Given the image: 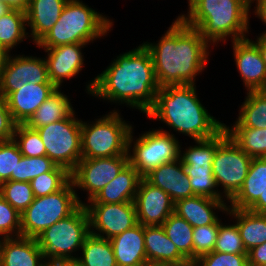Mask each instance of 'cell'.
<instances>
[{
    "mask_svg": "<svg viewBox=\"0 0 266 266\" xmlns=\"http://www.w3.org/2000/svg\"><path fill=\"white\" fill-rule=\"evenodd\" d=\"M27 83L52 84L45 58L8 55L0 77V93L6 98Z\"/></svg>",
    "mask_w": 266,
    "mask_h": 266,
    "instance_id": "9a60e30c",
    "label": "cell"
},
{
    "mask_svg": "<svg viewBox=\"0 0 266 266\" xmlns=\"http://www.w3.org/2000/svg\"><path fill=\"white\" fill-rule=\"evenodd\" d=\"M137 222L143 226H161L174 213L175 203L162 189L153 186L144 177L139 181L134 198Z\"/></svg>",
    "mask_w": 266,
    "mask_h": 266,
    "instance_id": "2e32d148",
    "label": "cell"
},
{
    "mask_svg": "<svg viewBox=\"0 0 266 266\" xmlns=\"http://www.w3.org/2000/svg\"><path fill=\"white\" fill-rule=\"evenodd\" d=\"M117 266H136L147 261L144 226L137 223L110 239Z\"/></svg>",
    "mask_w": 266,
    "mask_h": 266,
    "instance_id": "d4e9b609",
    "label": "cell"
},
{
    "mask_svg": "<svg viewBox=\"0 0 266 266\" xmlns=\"http://www.w3.org/2000/svg\"><path fill=\"white\" fill-rule=\"evenodd\" d=\"M8 55V52L0 45V77Z\"/></svg>",
    "mask_w": 266,
    "mask_h": 266,
    "instance_id": "816d5d0a",
    "label": "cell"
},
{
    "mask_svg": "<svg viewBox=\"0 0 266 266\" xmlns=\"http://www.w3.org/2000/svg\"><path fill=\"white\" fill-rule=\"evenodd\" d=\"M26 26V13L23 11L11 9L0 17V45L9 54L19 42L29 37Z\"/></svg>",
    "mask_w": 266,
    "mask_h": 266,
    "instance_id": "1f68e13d",
    "label": "cell"
},
{
    "mask_svg": "<svg viewBox=\"0 0 266 266\" xmlns=\"http://www.w3.org/2000/svg\"><path fill=\"white\" fill-rule=\"evenodd\" d=\"M3 238L0 236V247H1V242H2Z\"/></svg>",
    "mask_w": 266,
    "mask_h": 266,
    "instance_id": "680465c9",
    "label": "cell"
},
{
    "mask_svg": "<svg viewBox=\"0 0 266 266\" xmlns=\"http://www.w3.org/2000/svg\"><path fill=\"white\" fill-rule=\"evenodd\" d=\"M22 156L14 140L0 142V184L16 181V167Z\"/></svg>",
    "mask_w": 266,
    "mask_h": 266,
    "instance_id": "60d3db41",
    "label": "cell"
},
{
    "mask_svg": "<svg viewBox=\"0 0 266 266\" xmlns=\"http://www.w3.org/2000/svg\"><path fill=\"white\" fill-rule=\"evenodd\" d=\"M239 116L231 128L266 129V90L247 91Z\"/></svg>",
    "mask_w": 266,
    "mask_h": 266,
    "instance_id": "f546056e",
    "label": "cell"
},
{
    "mask_svg": "<svg viewBox=\"0 0 266 266\" xmlns=\"http://www.w3.org/2000/svg\"><path fill=\"white\" fill-rule=\"evenodd\" d=\"M11 9L5 4L0 2V17L5 13L9 12Z\"/></svg>",
    "mask_w": 266,
    "mask_h": 266,
    "instance_id": "f5cc1de1",
    "label": "cell"
},
{
    "mask_svg": "<svg viewBox=\"0 0 266 266\" xmlns=\"http://www.w3.org/2000/svg\"><path fill=\"white\" fill-rule=\"evenodd\" d=\"M129 163L128 155L104 158L81 159L71 172V181L88 192V201L93 199Z\"/></svg>",
    "mask_w": 266,
    "mask_h": 266,
    "instance_id": "4fadbf2b",
    "label": "cell"
},
{
    "mask_svg": "<svg viewBox=\"0 0 266 266\" xmlns=\"http://www.w3.org/2000/svg\"><path fill=\"white\" fill-rule=\"evenodd\" d=\"M252 158L247 155L223 128L216 134V153L212 173L216 186L223 187L224 197L229 201L244 184Z\"/></svg>",
    "mask_w": 266,
    "mask_h": 266,
    "instance_id": "9c48e42d",
    "label": "cell"
},
{
    "mask_svg": "<svg viewBox=\"0 0 266 266\" xmlns=\"http://www.w3.org/2000/svg\"><path fill=\"white\" fill-rule=\"evenodd\" d=\"M251 41L258 47V50L261 54L262 60H263L265 67H266V35L261 34L257 38L256 42L253 41L252 39H251Z\"/></svg>",
    "mask_w": 266,
    "mask_h": 266,
    "instance_id": "f907efd6",
    "label": "cell"
},
{
    "mask_svg": "<svg viewBox=\"0 0 266 266\" xmlns=\"http://www.w3.org/2000/svg\"><path fill=\"white\" fill-rule=\"evenodd\" d=\"M136 266H159V265H157V264H155V263H152V262H150V261H146V262L141 263V264H138V265H136Z\"/></svg>",
    "mask_w": 266,
    "mask_h": 266,
    "instance_id": "11a10c76",
    "label": "cell"
},
{
    "mask_svg": "<svg viewBox=\"0 0 266 266\" xmlns=\"http://www.w3.org/2000/svg\"><path fill=\"white\" fill-rule=\"evenodd\" d=\"M197 266H248V254L212 251L195 260Z\"/></svg>",
    "mask_w": 266,
    "mask_h": 266,
    "instance_id": "7bdbcfd3",
    "label": "cell"
},
{
    "mask_svg": "<svg viewBox=\"0 0 266 266\" xmlns=\"http://www.w3.org/2000/svg\"><path fill=\"white\" fill-rule=\"evenodd\" d=\"M132 142H134L133 149ZM179 143L174 134L163 128L149 130L140 135L136 141L133 140V131H131L128 139L129 163L144 177L163 163L178 159Z\"/></svg>",
    "mask_w": 266,
    "mask_h": 266,
    "instance_id": "8fae6325",
    "label": "cell"
},
{
    "mask_svg": "<svg viewBox=\"0 0 266 266\" xmlns=\"http://www.w3.org/2000/svg\"><path fill=\"white\" fill-rule=\"evenodd\" d=\"M17 123L7 106L6 98L0 93V142L13 140Z\"/></svg>",
    "mask_w": 266,
    "mask_h": 266,
    "instance_id": "ee69618b",
    "label": "cell"
},
{
    "mask_svg": "<svg viewBox=\"0 0 266 266\" xmlns=\"http://www.w3.org/2000/svg\"><path fill=\"white\" fill-rule=\"evenodd\" d=\"M241 1L246 7H248L251 10V4L257 2V0H239Z\"/></svg>",
    "mask_w": 266,
    "mask_h": 266,
    "instance_id": "db71d44e",
    "label": "cell"
},
{
    "mask_svg": "<svg viewBox=\"0 0 266 266\" xmlns=\"http://www.w3.org/2000/svg\"><path fill=\"white\" fill-rule=\"evenodd\" d=\"M0 194L20 214L35 199L30 182L4 181L0 184Z\"/></svg>",
    "mask_w": 266,
    "mask_h": 266,
    "instance_id": "d590c367",
    "label": "cell"
},
{
    "mask_svg": "<svg viewBox=\"0 0 266 266\" xmlns=\"http://www.w3.org/2000/svg\"><path fill=\"white\" fill-rule=\"evenodd\" d=\"M161 226L177 249L193 261V227L176 213H172Z\"/></svg>",
    "mask_w": 266,
    "mask_h": 266,
    "instance_id": "836d02e7",
    "label": "cell"
},
{
    "mask_svg": "<svg viewBox=\"0 0 266 266\" xmlns=\"http://www.w3.org/2000/svg\"><path fill=\"white\" fill-rule=\"evenodd\" d=\"M55 89L53 84L27 83L10 93L6 100L14 121L25 124Z\"/></svg>",
    "mask_w": 266,
    "mask_h": 266,
    "instance_id": "ffe728a7",
    "label": "cell"
},
{
    "mask_svg": "<svg viewBox=\"0 0 266 266\" xmlns=\"http://www.w3.org/2000/svg\"><path fill=\"white\" fill-rule=\"evenodd\" d=\"M224 129L232 140L251 158L266 157V129L230 128Z\"/></svg>",
    "mask_w": 266,
    "mask_h": 266,
    "instance_id": "d6a6232c",
    "label": "cell"
},
{
    "mask_svg": "<svg viewBox=\"0 0 266 266\" xmlns=\"http://www.w3.org/2000/svg\"><path fill=\"white\" fill-rule=\"evenodd\" d=\"M237 70L247 91L266 90V67L258 47L244 38L232 42Z\"/></svg>",
    "mask_w": 266,
    "mask_h": 266,
    "instance_id": "ac0fdd59",
    "label": "cell"
},
{
    "mask_svg": "<svg viewBox=\"0 0 266 266\" xmlns=\"http://www.w3.org/2000/svg\"><path fill=\"white\" fill-rule=\"evenodd\" d=\"M213 251L219 253L248 254L236 223L230 225L220 223Z\"/></svg>",
    "mask_w": 266,
    "mask_h": 266,
    "instance_id": "f35d334b",
    "label": "cell"
},
{
    "mask_svg": "<svg viewBox=\"0 0 266 266\" xmlns=\"http://www.w3.org/2000/svg\"><path fill=\"white\" fill-rule=\"evenodd\" d=\"M13 140L23 156L39 157L46 155L45 145L38 131L26 124H17Z\"/></svg>",
    "mask_w": 266,
    "mask_h": 266,
    "instance_id": "8d00e7d4",
    "label": "cell"
},
{
    "mask_svg": "<svg viewBox=\"0 0 266 266\" xmlns=\"http://www.w3.org/2000/svg\"><path fill=\"white\" fill-rule=\"evenodd\" d=\"M117 110L89 124L81 123L82 159L128 155V139L133 127Z\"/></svg>",
    "mask_w": 266,
    "mask_h": 266,
    "instance_id": "8992f818",
    "label": "cell"
},
{
    "mask_svg": "<svg viewBox=\"0 0 266 266\" xmlns=\"http://www.w3.org/2000/svg\"><path fill=\"white\" fill-rule=\"evenodd\" d=\"M75 111L68 117L37 128L46 156L70 173L82 159L81 123Z\"/></svg>",
    "mask_w": 266,
    "mask_h": 266,
    "instance_id": "30bf717a",
    "label": "cell"
},
{
    "mask_svg": "<svg viewBox=\"0 0 266 266\" xmlns=\"http://www.w3.org/2000/svg\"><path fill=\"white\" fill-rule=\"evenodd\" d=\"M146 116L161 120L194 141L212 138L224 128V123L211 116L201 104L195 84L159 88L155 104Z\"/></svg>",
    "mask_w": 266,
    "mask_h": 266,
    "instance_id": "3957f363",
    "label": "cell"
},
{
    "mask_svg": "<svg viewBox=\"0 0 266 266\" xmlns=\"http://www.w3.org/2000/svg\"><path fill=\"white\" fill-rule=\"evenodd\" d=\"M56 164L46 155L39 157L22 156L16 167V181L31 182L37 176L50 172Z\"/></svg>",
    "mask_w": 266,
    "mask_h": 266,
    "instance_id": "74e56055",
    "label": "cell"
},
{
    "mask_svg": "<svg viewBox=\"0 0 266 266\" xmlns=\"http://www.w3.org/2000/svg\"><path fill=\"white\" fill-rule=\"evenodd\" d=\"M0 236H2L3 238L21 236V214L16 209H14L3 198L1 194H0Z\"/></svg>",
    "mask_w": 266,
    "mask_h": 266,
    "instance_id": "b9f144b4",
    "label": "cell"
},
{
    "mask_svg": "<svg viewBox=\"0 0 266 266\" xmlns=\"http://www.w3.org/2000/svg\"><path fill=\"white\" fill-rule=\"evenodd\" d=\"M59 90L60 88H56L30 117L25 123L28 127L37 129L68 118L74 112L68 96Z\"/></svg>",
    "mask_w": 266,
    "mask_h": 266,
    "instance_id": "f1b7e54d",
    "label": "cell"
},
{
    "mask_svg": "<svg viewBox=\"0 0 266 266\" xmlns=\"http://www.w3.org/2000/svg\"><path fill=\"white\" fill-rule=\"evenodd\" d=\"M70 181L71 173L56 165L50 172L37 176L30 183L34 196L41 197L63 189Z\"/></svg>",
    "mask_w": 266,
    "mask_h": 266,
    "instance_id": "e575fe53",
    "label": "cell"
},
{
    "mask_svg": "<svg viewBox=\"0 0 266 266\" xmlns=\"http://www.w3.org/2000/svg\"><path fill=\"white\" fill-rule=\"evenodd\" d=\"M46 266H83L77 258L46 261Z\"/></svg>",
    "mask_w": 266,
    "mask_h": 266,
    "instance_id": "bcb514c9",
    "label": "cell"
},
{
    "mask_svg": "<svg viewBox=\"0 0 266 266\" xmlns=\"http://www.w3.org/2000/svg\"><path fill=\"white\" fill-rule=\"evenodd\" d=\"M248 210L255 213L266 214V189Z\"/></svg>",
    "mask_w": 266,
    "mask_h": 266,
    "instance_id": "7dc6e473",
    "label": "cell"
},
{
    "mask_svg": "<svg viewBox=\"0 0 266 266\" xmlns=\"http://www.w3.org/2000/svg\"><path fill=\"white\" fill-rule=\"evenodd\" d=\"M266 189V157L252 158L244 184L228 208L248 210Z\"/></svg>",
    "mask_w": 266,
    "mask_h": 266,
    "instance_id": "4316f807",
    "label": "cell"
},
{
    "mask_svg": "<svg viewBox=\"0 0 266 266\" xmlns=\"http://www.w3.org/2000/svg\"><path fill=\"white\" fill-rule=\"evenodd\" d=\"M82 257L76 258L83 266H117L112 243L89 234L81 247Z\"/></svg>",
    "mask_w": 266,
    "mask_h": 266,
    "instance_id": "4dcf8cb0",
    "label": "cell"
},
{
    "mask_svg": "<svg viewBox=\"0 0 266 266\" xmlns=\"http://www.w3.org/2000/svg\"><path fill=\"white\" fill-rule=\"evenodd\" d=\"M220 223L218 219L214 224L193 228V261L213 251Z\"/></svg>",
    "mask_w": 266,
    "mask_h": 266,
    "instance_id": "ab89813d",
    "label": "cell"
},
{
    "mask_svg": "<svg viewBox=\"0 0 266 266\" xmlns=\"http://www.w3.org/2000/svg\"><path fill=\"white\" fill-rule=\"evenodd\" d=\"M89 234V215L81 204L71 215L45 229L36 240L46 261L69 259L76 258L72 253L81 250Z\"/></svg>",
    "mask_w": 266,
    "mask_h": 266,
    "instance_id": "ba28073f",
    "label": "cell"
},
{
    "mask_svg": "<svg viewBox=\"0 0 266 266\" xmlns=\"http://www.w3.org/2000/svg\"><path fill=\"white\" fill-rule=\"evenodd\" d=\"M144 178L166 192L174 203L194 196L190 178L179 158L152 169Z\"/></svg>",
    "mask_w": 266,
    "mask_h": 266,
    "instance_id": "d6986e66",
    "label": "cell"
},
{
    "mask_svg": "<svg viewBox=\"0 0 266 266\" xmlns=\"http://www.w3.org/2000/svg\"><path fill=\"white\" fill-rule=\"evenodd\" d=\"M68 0H30L26 22L30 27L29 38L37 44L56 24Z\"/></svg>",
    "mask_w": 266,
    "mask_h": 266,
    "instance_id": "cb8c5ba5",
    "label": "cell"
},
{
    "mask_svg": "<svg viewBox=\"0 0 266 266\" xmlns=\"http://www.w3.org/2000/svg\"><path fill=\"white\" fill-rule=\"evenodd\" d=\"M0 266H46V260L36 238H3Z\"/></svg>",
    "mask_w": 266,
    "mask_h": 266,
    "instance_id": "44dd1931",
    "label": "cell"
},
{
    "mask_svg": "<svg viewBox=\"0 0 266 266\" xmlns=\"http://www.w3.org/2000/svg\"><path fill=\"white\" fill-rule=\"evenodd\" d=\"M254 13L266 24V0H257ZM262 34L266 35V31Z\"/></svg>",
    "mask_w": 266,
    "mask_h": 266,
    "instance_id": "c3c4849f",
    "label": "cell"
},
{
    "mask_svg": "<svg viewBox=\"0 0 266 266\" xmlns=\"http://www.w3.org/2000/svg\"><path fill=\"white\" fill-rule=\"evenodd\" d=\"M187 15L178 16L196 28L208 43L247 38L250 9L239 0H189Z\"/></svg>",
    "mask_w": 266,
    "mask_h": 266,
    "instance_id": "277c9868",
    "label": "cell"
},
{
    "mask_svg": "<svg viewBox=\"0 0 266 266\" xmlns=\"http://www.w3.org/2000/svg\"><path fill=\"white\" fill-rule=\"evenodd\" d=\"M1 3H5L6 4V0H0Z\"/></svg>",
    "mask_w": 266,
    "mask_h": 266,
    "instance_id": "6f0895ef",
    "label": "cell"
},
{
    "mask_svg": "<svg viewBox=\"0 0 266 266\" xmlns=\"http://www.w3.org/2000/svg\"><path fill=\"white\" fill-rule=\"evenodd\" d=\"M224 200L192 196L175 203L174 213L184 218L193 228L214 224L219 218L214 210L227 211L228 205Z\"/></svg>",
    "mask_w": 266,
    "mask_h": 266,
    "instance_id": "7402d4cb",
    "label": "cell"
},
{
    "mask_svg": "<svg viewBox=\"0 0 266 266\" xmlns=\"http://www.w3.org/2000/svg\"><path fill=\"white\" fill-rule=\"evenodd\" d=\"M143 45L151 54L160 88L194 85L195 77L207 64L210 47L196 28L186 25L179 17L158 43L143 42Z\"/></svg>",
    "mask_w": 266,
    "mask_h": 266,
    "instance_id": "7a4b0ae2",
    "label": "cell"
},
{
    "mask_svg": "<svg viewBox=\"0 0 266 266\" xmlns=\"http://www.w3.org/2000/svg\"><path fill=\"white\" fill-rule=\"evenodd\" d=\"M110 64L86 86L88 94L147 114L160 88L150 52L141 44Z\"/></svg>",
    "mask_w": 266,
    "mask_h": 266,
    "instance_id": "6da1fadb",
    "label": "cell"
},
{
    "mask_svg": "<svg viewBox=\"0 0 266 266\" xmlns=\"http://www.w3.org/2000/svg\"><path fill=\"white\" fill-rule=\"evenodd\" d=\"M226 213L236 219L247 252L266 242V214L234 208H227Z\"/></svg>",
    "mask_w": 266,
    "mask_h": 266,
    "instance_id": "83f0119b",
    "label": "cell"
},
{
    "mask_svg": "<svg viewBox=\"0 0 266 266\" xmlns=\"http://www.w3.org/2000/svg\"><path fill=\"white\" fill-rule=\"evenodd\" d=\"M184 153L179 147V159L184 165L194 195L223 200L216 187L212 173V162L216 153V135L209 139L195 141Z\"/></svg>",
    "mask_w": 266,
    "mask_h": 266,
    "instance_id": "7c38bea8",
    "label": "cell"
},
{
    "mask_svg": "<svg viewBox=\"0 0 266 266\" xmlns=\"http://www.w3.org/2000/svg\"><path fill=\"white\" fill-rule=\"evenodd\" d=\"M83 201L78 197L73 182L47 196L35 197L21 213V236L36 238L55 222L71 215Z\"/></svg>",
    "mask_w": 266,
    "mask_h": 266,
    "instance_id": "52a82bcc",
    "label": "cell"
},
{
    "mask_svg": "<svg viewBox=\"0 0 266 266\" xmlns=\"http://www.w3.org/2000/svg\"><path fill=\"white\" fill-rule=\"evenodd\" d=\"M147 261L159 266L182 265L189 260L165 234L162 226H144Z\"/></svg>",
    "mask_w": 266,
    "mask_h": 266,
    "instance_id": "603a6c76",
    "label": "cell"
},
{
    "mask_svg": "<svg viewBox=\"0 0 266 266\" xmlns=\"http://www.w3.org/2000/svg\"><path fill=\"white\" fill-rule=\"evenodd\" d=\"M173 266H197L195 261H189L185 264H182V265H173Z\"/></svg>",
    "mask_w": 266,
    "mask_h": 266,
    "instance_id": "9f6ffc18",
    "label": "cell"
},
{
    "mask_svg": "<svg viewBox=\"0 0 266 266\" xmlns=\"http://www.w3.org/2000/svg\"><path fill=\"white\" fill-rule=\"evenodd\" d=\"M248 266H266V242L248 251Z\"/></svg>",
    "mask_w": 266,
    "mask_h": 266,
    "instance_id": "f6af8a7d",
    "label": "cell"
},
{
    "mask_svg": "<svg viewBox=\"0 0 266 266\" xmlns=\"http://www.w3.org/2000/svg\"><path fill=\"white\" fill-rule=\"evenodd\" d=\"M84 206L89 215L90 234L104 239L110 240L138 223L134 202L84 203Z\"/></svg>",
    "mask_w": 266,
    "mask_h": 266,
    "instance_id": "5bb4252c",
    "label": "cell"
},
{
    "mask_svg": "<svg viewBox=\"0 0 266 266\" xmlns=\"http://www.w3.org/2000/svg\"><path fill=\"white\" fill-rule=\"evenodd\" d=\"M142 176L128 163L123 170L88 203L133 202Z\"/></svg>",
    "mask_w": 266,
    "mask_h": 266,
    "instance_id": "484cf974",
    "label": "cell"
},
{
    "mask_svg": "<svg viewBox=\"0 0 266 266\" xmlns=\"http://www.w3.org/2000/svg\"><path fill=\"white\" fill-rule=\"evenodd\" d=\"M88 44L74 43L59 45L53 48H44L48 57H45L49 81L60 88L63 79H71L78 75L84 65L82 48Z\"/></svg>",
    "mask_w": 266,
    "mask_h": 266,
    "instance_id": "e0dca14e",
    "label": "cell"
},
{
    "mask_svg": "<svg viewBox=\"0 0 266 266\" xmlns=\"http://www.w3.org/2000/svg\"><path fill=\"white\" fill-rule=\"evenodd\" d=\"M113 22L80 0H68L51 30L36 44L40 48L93 42L106 36Z\"/></svg>",
    "mask_w": 266,
    "mask_h": 266,
    "instance_id": "5b68a950",
    "label": "cell"
},
{
    "mask_svg": "<svg viewBox=\"0 0 266 266\" xmlns=\"http://www.w3.org/2000/svg\"><path fill=\"white\" fill-rule=\"evenodd\" d=\"M30 0H6V5L10 9L26 12Z\"/></svg>",
    "mask_w": 266,
    "mask_h": 266,
    "instance_id": "681fc988",
    "label": "cell"
}]
</instances>
